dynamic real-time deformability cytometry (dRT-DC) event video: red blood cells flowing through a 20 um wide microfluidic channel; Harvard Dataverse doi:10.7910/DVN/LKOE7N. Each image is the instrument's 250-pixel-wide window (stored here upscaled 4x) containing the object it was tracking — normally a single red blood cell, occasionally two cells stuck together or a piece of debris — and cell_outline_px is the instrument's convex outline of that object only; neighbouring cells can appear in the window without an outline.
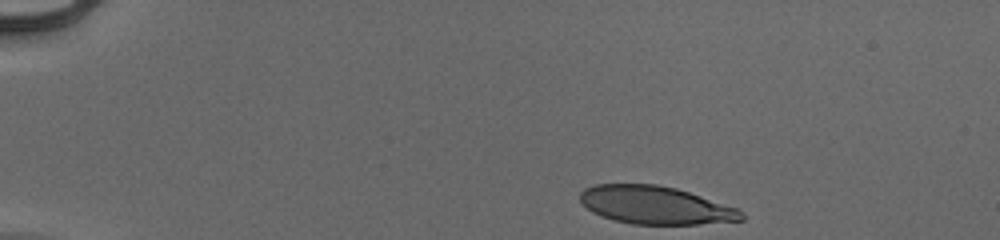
{"species": "human", "species_latin": "Homo sapiens", "temperature_condition": "cold", "stored_images_in_passage": 39, "camera_frame_rate_fps": 3000, "um_per_image_px": 0.085, "donor": {"sex": "male"}, "frame": {"image": 1, "passage_image": 1, "time_ms": 0.0, "image_size_px": [1000, 240], "cell_outline_px": [[744, 220], [696, 224], [632, 224], [616, 220], [592, 212], [580, 200], [580, 192], [584, 188], [596, 184], [656, 184], [676, 188], [740, 208], [744, 216]], "centroid_in_image_um": [55.74, 17.43], "position_along_channel_um": 29.3, "area_um2": 35.6}}
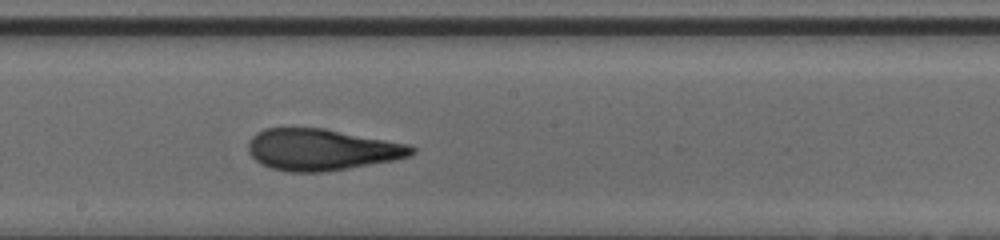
{"frame": {"image": 2, "passage_image": 23, "time_ms": 7.333, "image_size_px": [1000, 240], "cell_outline_px": [[416, 152], [408, 156], [392, 160], [348, 168], [324, 172], [292, 172], [272, 168], [256, 160], [248, 152], [248, 140], [256, 132], [264, 128], [324, 128], [408, 144], [416, 148]], "centroid_in_image_um": [27.31, 12.71], "position_along_channel_um": 220.9, "area_um2": 39.25}}
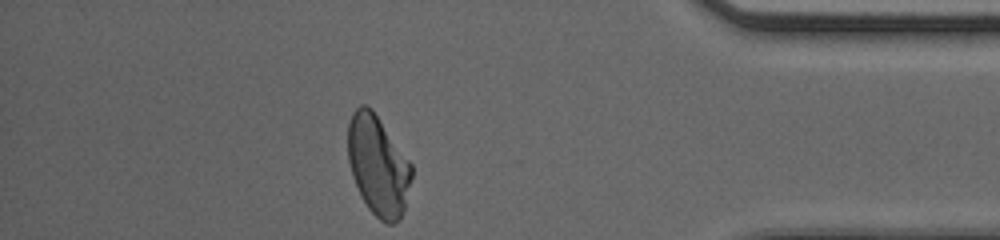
{"frame": {"image": 3, "passage_image": 39, "time_ms": 12.667, "image_size_px": [1000, 240], "cell_outline_px": [[412, 176], [404, 208], [400, 220], [392, 224], [388, 224], [380, 220], [368, 208], [352, 176], [348, 160], [348, 124], [352, 112], [360, 104], [364, 104], [372, 108], [412, 164]], "centroid_in_image_um": [32.13, 14.05], "position_along_channel_um": 403.1, "area_um2": 36.93}, "authors_computed_cell_mechanics": {"area_um2": 38.8994, "velocity_mm_per_s": 3.9463, "shape_relaxation_time_tau1_ms": 7.6647, "shape_relaxation_time_tau2_ms": 1.0694, "deformation_change_tau1": 0.2644, "deformation_change_tau2": 0.0677}}